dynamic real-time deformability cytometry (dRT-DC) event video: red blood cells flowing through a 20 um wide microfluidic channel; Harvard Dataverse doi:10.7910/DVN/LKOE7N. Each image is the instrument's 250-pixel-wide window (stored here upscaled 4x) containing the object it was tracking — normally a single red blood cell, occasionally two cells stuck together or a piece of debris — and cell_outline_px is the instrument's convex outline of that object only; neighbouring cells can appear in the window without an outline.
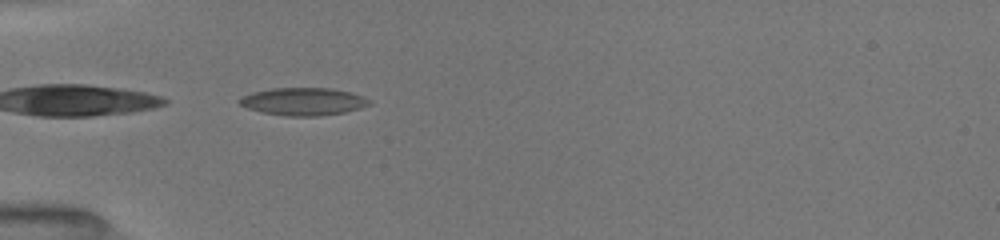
{"species": "common noctule bat (a hibernating species)", "species_latin": "Nyctalus noctula", "temperature_condition": "room temperature", "stored_images_in_passage": 34, "camera_frame_rate_fps": 3000, "um_per_image_px": 0.085, "animal": {"sex": "female", "body_mass_g": 19.5, "forearm_length_mm": 54.1}, "frame": {"image": 1, "passage_image": 1, "time_ms": 0.0, "image_size_px": [1000, 240], "cell_outline_px": [[372, 104], [360, 108], [344, 112], [320, 116], [288, 116], [260, 112], [248, 108], [240, 104], [236, 100], [240, 96], [252, 92], [272, 88], [332, 88], [352, 92], [364, 96], [372, 100]], "centroid_in_image_um": [25.79, 8.62], "position_along_channel_um": 59.2, "area_um2": 21.21}}
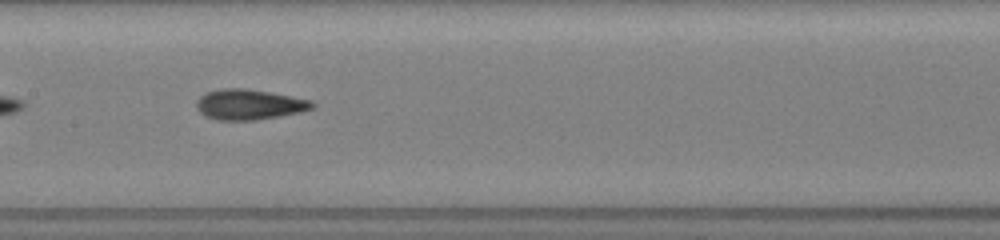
{"frame": {"image": 2, "passage_image": 9, "time_ms": 3.333, "image_size_px": [1000, 240], "cell_outline_px": [[316, 108], [300, 112], [280, 116], [256, 120], [216, 120], [200, 112], [196, 108], [196, 100], [200, 96], [208, 92], [224, 88], [244, 88], [268, 92], [312, 100], [316, 104]], "centroid_in_image_um": [21.21, 8.89], "position_along_channel_um": 186.2, "area_um2": 20.46}}
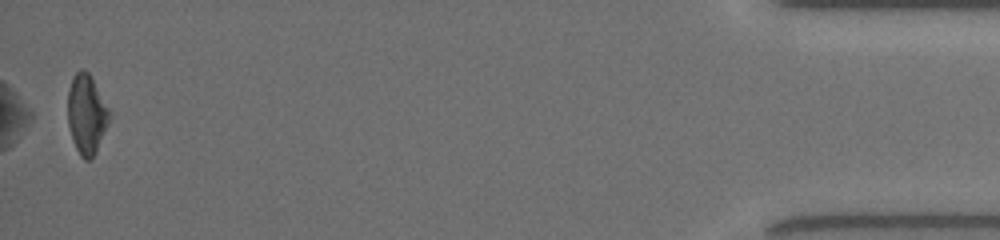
{"frame": {"image": 3, "passage_image": 34, "time_ms": 11.333, "image_size_px": [1000, 240], "cell_outline_px": [[112, 116], [96, 152], [88, 160], [84, 160], [80, 156], [72, 140], [68, 124], [68, 92], [72, 76], [80, 68], [84, 68], [88, 72], [108, 108]], "centroid_in_image_um": [7.35, 9.71], "position_along_channel_um": 427.8, "area_um2": 19.25}, "authors_computed_cell_mechanics": {"area_um2": 19.5075, "velocity_mm_per_s": 4.0287, "shape_relaxation_time_tau1_ms": 5.1093, "shape_relaxation_time_tau2_ms": 2.3325, "deformation_change_tau1": 0.1444, "deformation_change_tau2": 0.0978}}